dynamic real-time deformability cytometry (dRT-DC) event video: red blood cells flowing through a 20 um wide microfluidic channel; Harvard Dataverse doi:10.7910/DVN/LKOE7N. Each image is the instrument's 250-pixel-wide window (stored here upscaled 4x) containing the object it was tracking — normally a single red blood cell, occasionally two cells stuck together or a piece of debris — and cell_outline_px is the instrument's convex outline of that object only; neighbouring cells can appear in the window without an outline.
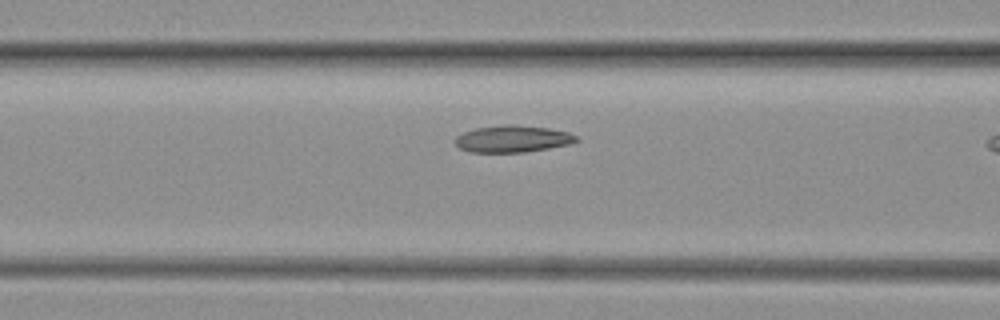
{"species": "common noctule bat (a hibernating species)", "species_latin": "Nyctalus noctula", "temperature_condition": "warm", "stored_images_in_passage": 7, "camera_frame_rate_fps": 3000, "um_per_image_px": 0.085, "animal": {"sex": "female", "body_mass_g": 19.3, "forearm_length_mm": 54.1}, "frame": {"image": 1, "passage_image": 5, "time_ms": 1.333, "image_size_px": [1000, 320], "cell_outline_px": [[580, 140], [568, 144], [548, 148], [524, 152], [468, 152], [460, 148], [456, 144], [456, 136], [464, 132], [476, 128], [504, 124], [508, 124], [548, 128], [568, 132], [576, 136]], "centroid_in_image_um": [43.56, 11.8], "position_along_channel_um": 123.0, "area_um2": 18.79}}